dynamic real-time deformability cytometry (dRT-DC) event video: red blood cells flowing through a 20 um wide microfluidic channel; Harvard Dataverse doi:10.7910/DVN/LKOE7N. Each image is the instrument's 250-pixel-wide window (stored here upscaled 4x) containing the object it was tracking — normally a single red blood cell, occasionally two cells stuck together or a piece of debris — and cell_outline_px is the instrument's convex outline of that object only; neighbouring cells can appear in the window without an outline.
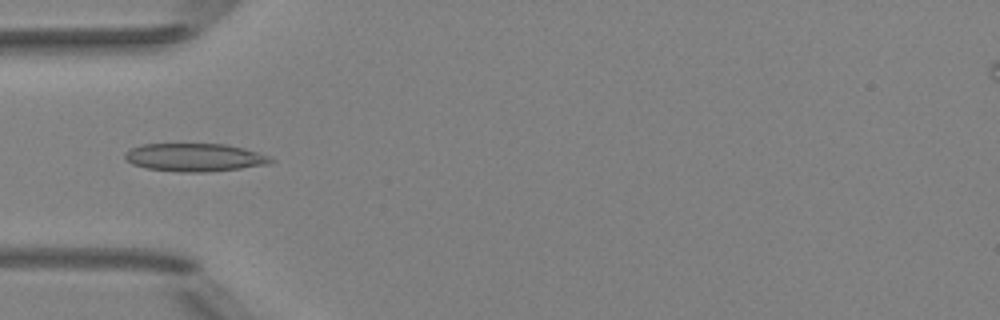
{"species": "Egyptian fruit bat (a non-hibernating species)", "species_latin": "Rousettus aegyptiacus", "temperature_condition": "room temperature", "stored_images_in_passage": 5, "camera_frame_rate_fps": 3000, "um_per_image_px": 0.085, "animal": {"sex": "female"}, "frame": {"image": 1, "passage_image": 5, "time_ms": 4.667, "image_size_px": [1000, 320], "cell_outline_px": [[276, 160], [268, 164], [240, 168], [204, 172], [180, 172], [148, 168], [132, 164], [124, 156], [124, 152], [140, 144], [224, 144], [244, 148], [268, 156]], "centroid_in_image_um": [16.54, 13.37], "position_along_channel_um": 68.5, "area_um2": 23.64}}